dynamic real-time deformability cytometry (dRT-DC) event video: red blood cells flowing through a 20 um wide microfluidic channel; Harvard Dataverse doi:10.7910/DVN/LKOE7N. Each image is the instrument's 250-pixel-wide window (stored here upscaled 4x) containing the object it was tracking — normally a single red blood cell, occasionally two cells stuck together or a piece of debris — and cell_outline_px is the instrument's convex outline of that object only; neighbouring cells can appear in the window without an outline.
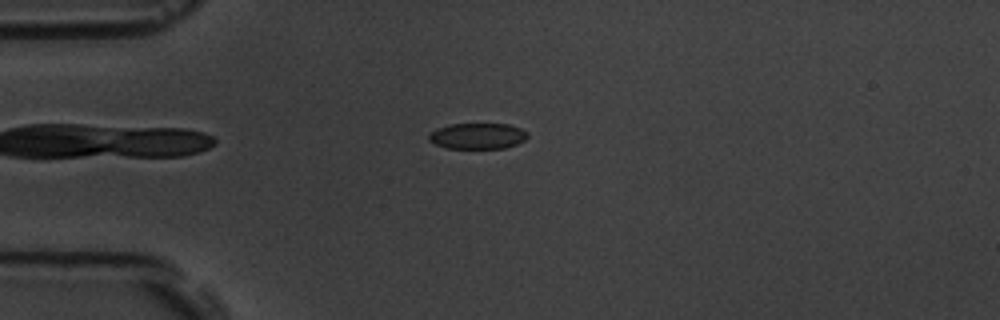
{"species": "common noctule bat (a hibernating species)", "species_latin": "Nyctalus noctula", "temperature_condition": "room temperature", "stored_images_in_passage": 5, "camera_frame_rate_fps": 3000, "um_per_image_px": 0.085, "animal": {"sex": "male", "body_mass_g": 19.5, "forearm_length_mm": 54.6}, "frame": {"image": 1, "passage_image": 1, "time_ms": 0.0, "image_size_px": [1000, 320], "cell_outline_px": [[528, 136], [524, 140], [516, 144], [504, 148], [444, 148], [428, 140], [428, 136], [436, 128], [448, 124], [508, 124], [520, 128], [528, 132]], "centroid_in_image_um": [40.58, 11.55], "position_along_channel_um": 44.4, "area_um2": 14.91}}
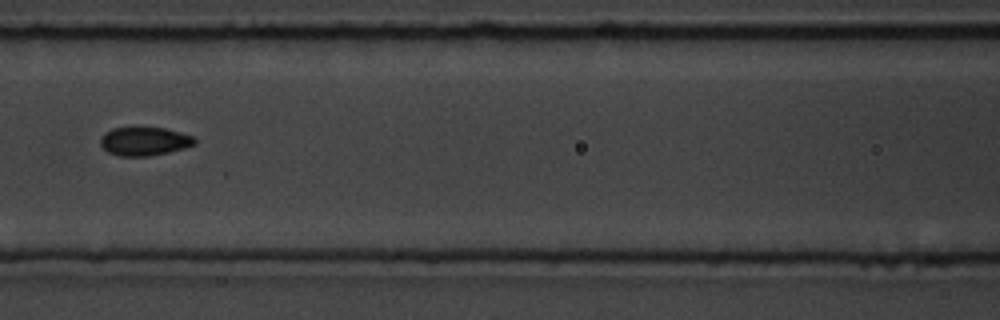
{"frame": {"image": 2, "passage_image": 4, "time_ms": 3.667, "image_size_px": [1000, 320], "cell_outline_px": [[196, 144], [184, 148], [168, 152], [148, 156], [120, 156], [108, 152], [100, 144], [100, 140], [104, 132], [112, 128], [164, 128], [180, 132], [192, 136], [196, 140]], "centroid_in_image_um": [12.26, 12.01], "position_along_channel_um": 154.3, "area_um2": 15.55}}
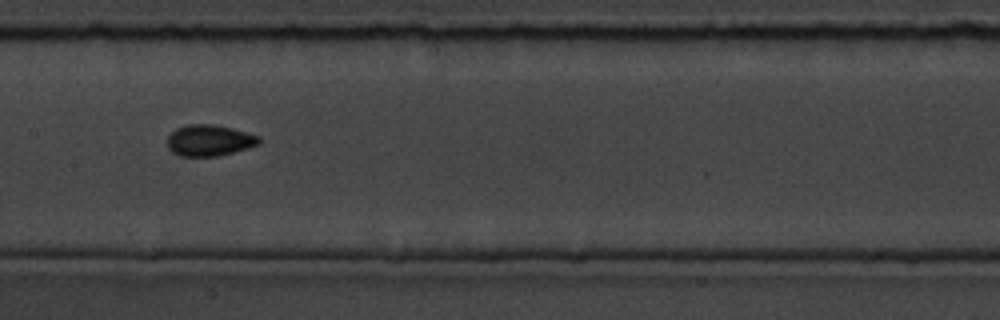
{"frame": {"image": 3, "passage_image": 5, "time_ms": 4.667, "image_size_px": [1000, 320], "cell_outline_px": [[260, 144], [248, 148], [216, 156], [180, 156], [172, 152], [168, 148], [168, 136], [176, 128], [188, 124], [212, 124], [232, 128], [260, 136]], "centroid_in_image_um": [17.79, 11.93], "position_along_channel_um": 189.6, "area_um2": 16.65}}